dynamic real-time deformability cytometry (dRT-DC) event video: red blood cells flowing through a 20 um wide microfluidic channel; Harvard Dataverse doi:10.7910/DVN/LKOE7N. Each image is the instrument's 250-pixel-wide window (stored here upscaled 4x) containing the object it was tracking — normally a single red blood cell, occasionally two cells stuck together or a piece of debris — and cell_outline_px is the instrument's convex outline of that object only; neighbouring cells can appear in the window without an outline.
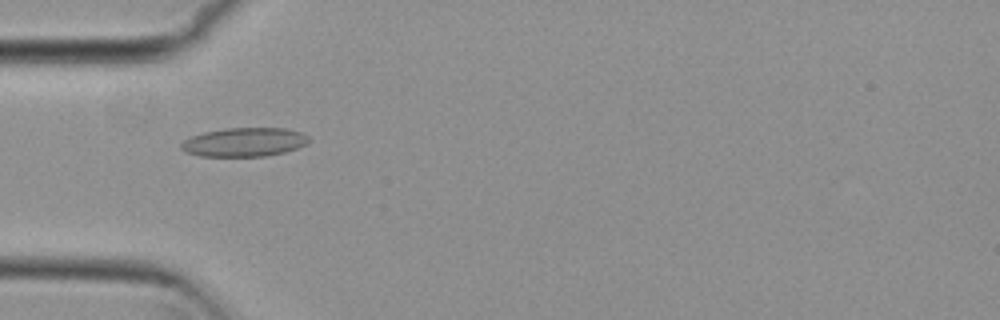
{"species": "common noctule bat (a hibernating species)", "species_latin": "Nyctalus noctula", "temperature_condition": "cold", "stored_images_in_passage": 34, "camera_frame_rate_fps": 3000, "um_per_image_px": 0.085, "animal": {"sex": "female", "body_mass_g": 29.2, "forearm_length_mm": 56.3}, "frame": {"image": 1, "passage_image": 17, "time_ms": 5.333, "image_size_px": [1000, 320], "cell_outline_px": [[312, 140], [308, 144], [284, 152], [264, 156], [200, 156], [184, 152], [180, 148], [180, 144], [184, 140], [192, 136], [204, 132], [224, 128], [284, 128], [304, 132]], "centroid_in_image_um": [20.79, 12.07], "position_along_channel_um": 64.2, "area_um2": 21.68}}
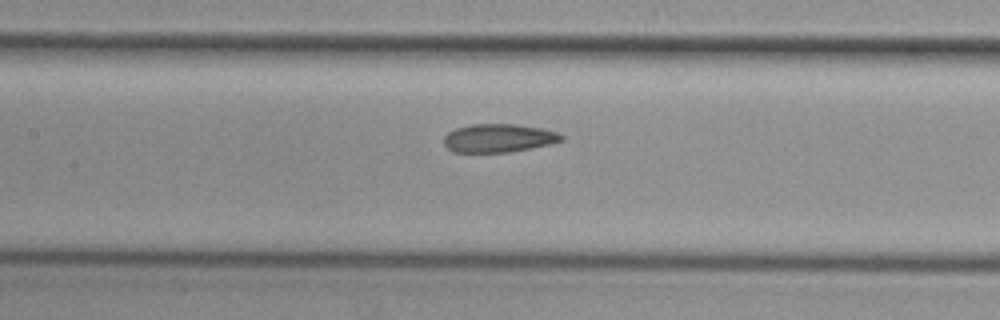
{"frame": {"image": 2, "passage_image": 25, "time_ms": 8.0, "image_size_px": [1000, 320], "cell_outline_px": [[564, 140], [552, 144], [508, 152], [452, 152], [444, 144], [444, 136], [448, 132], [456, 128], [472, 124], [516, 124], [544, 128], [556, 132], [564, 136]], "centroid_in_image_um": [42.4, 11.73], "position_along_channel_um": 165.0, "area_um2": 19.54}}
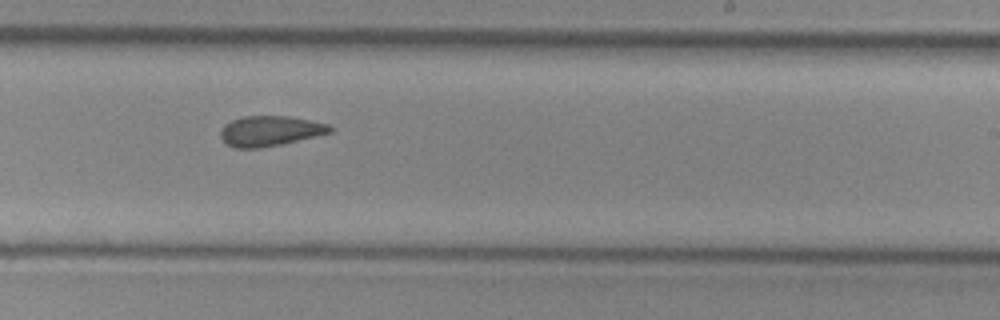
{"frame": {"image": 3, "passage_image": 33, "time_ms": 10.667, "image_size_px": [1000, 320], "cell_outline_px": [[332, 132], [280, 144], [260, 148], [232, 148], [224, 144], [220, 136], [220, 132], [224, 124], [232, 120], [244, 116], [288, 116], [328, 124], [332, 128]], "centroid_in_image_um": [22.88, 11.14], "position_along_channel_um": 266.1, "area_um2": 19.19}}